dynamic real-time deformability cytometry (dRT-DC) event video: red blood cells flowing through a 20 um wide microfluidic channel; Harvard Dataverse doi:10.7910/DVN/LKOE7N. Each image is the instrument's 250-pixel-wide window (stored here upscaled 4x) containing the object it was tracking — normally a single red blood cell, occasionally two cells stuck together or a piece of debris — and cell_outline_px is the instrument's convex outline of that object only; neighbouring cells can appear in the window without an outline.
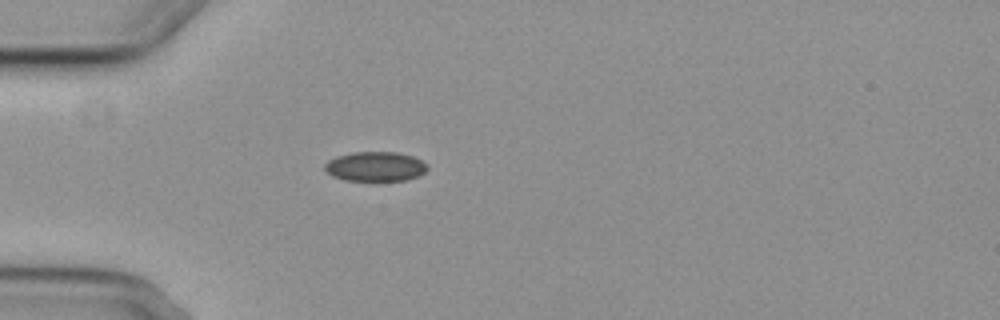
{"species": "common noctule bat (a hibernating species)", "species_latin": "Nyctalus noctula", "temperature_condition": "cold", "stored_images_in_passage": 2, "camera_frame_rate_fps": 3000, "um_per_image_px": 0.085, "animal": {"sex": "female", "body_mass_g": 29.2, "forearm_length_mm": 56.3}, "frame": {"image": 1, "passage_image": 1, "time_ms": 0.0, "image_size_px": [1000, 320], "cell_outline_px": [[428, 168], [420, 176], [404, 180], [344, 180], [332, 176], [324, 168], [324, 164], [328, 160], [336, 156], [352, 152], [396, 152], [412, 156], [420, 160]], "centroid_in_image_um": [31.87, 14.15], "position_along_channel_um": 53.1, "area_um2": 17.57}}